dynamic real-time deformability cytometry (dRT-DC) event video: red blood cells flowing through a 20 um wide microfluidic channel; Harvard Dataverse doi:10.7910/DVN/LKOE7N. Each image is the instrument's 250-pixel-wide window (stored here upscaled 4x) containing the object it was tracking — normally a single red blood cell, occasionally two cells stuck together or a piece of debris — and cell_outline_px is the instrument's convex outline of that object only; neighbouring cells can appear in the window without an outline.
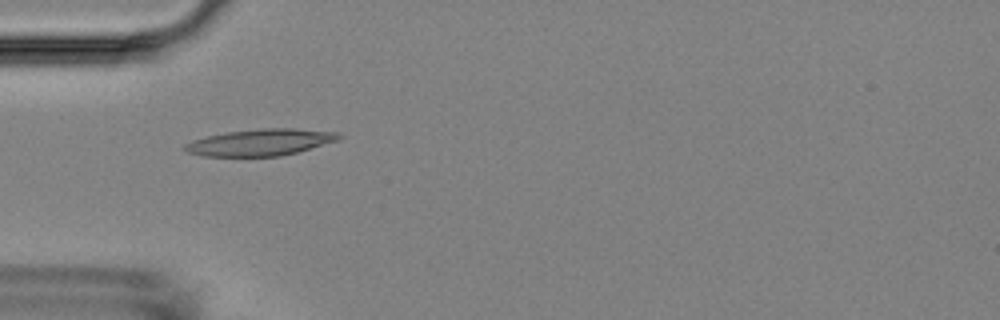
{"species": "Egyptian fruit bat (a non-hibernating species)", "species_latin": "Rousettus aegyptiacus", "temperature_condition": "room temperature", "stored_images_in_passage": 6, "camera_frame_rate_fps": 3000, "um_per_image_px": 0.085, "animal": {"sex": "female"}, "frame": {"image": 1, "passage_image": 5, "time_ms": 4.667, "image_size_px": [1000, 320], "cell_outline_px": [[344, 136], [336, 140], [296, 152], [280, 156], [204, 156], [188, 152], [184, 148], [184, 144], [192, 140], [208, 136], [228, 132], [264, 128], [296, 128], [340, 132]], "centroid_in_image_um": [22.15, 12.09], "position_along_channel_um": 62.8, "area_um2": 23.64}}